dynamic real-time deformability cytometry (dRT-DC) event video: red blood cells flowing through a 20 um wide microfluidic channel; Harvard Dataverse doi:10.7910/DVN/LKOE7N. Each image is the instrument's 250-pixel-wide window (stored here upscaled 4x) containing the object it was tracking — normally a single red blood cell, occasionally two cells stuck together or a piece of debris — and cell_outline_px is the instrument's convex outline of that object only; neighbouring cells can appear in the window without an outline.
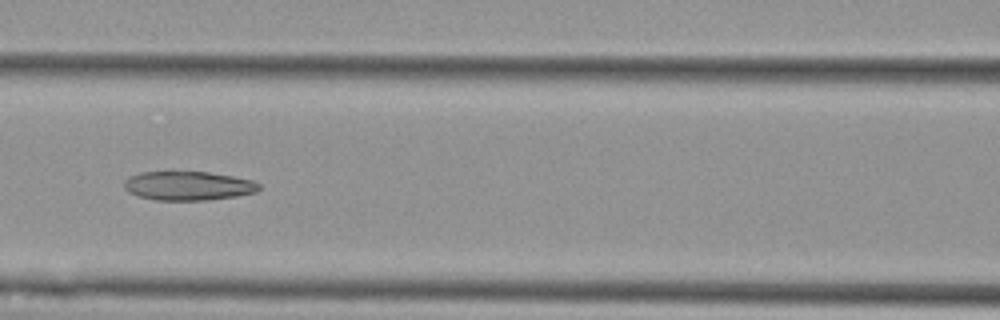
{"species": "Egyptian fruit bat (a non-hibernating species)", "species_latin": "Rousettus aegyptiacus", "temperature_condition": "cold", "stored_images_in_passage": 9, "camera_frame_rate_fps": 3000, "um_per_image_px": 0.085, "animal": {"sex": "female"}, "frame": {"image": 1, "passage_image": 7, "time_ms": 7.667, "image_size_px": [1000, 320], "cell_outline_px": [[260, 188], [256, 192], [236, 196], [204, 200], [156, 200], [140, 196], [128, 192], [124, 188], [124, 180], [128, 176], [140, 172], [208, 172], [232, 176], [252, 180], [260, 184]], "centroid_in_image_um": [15.97, 15.79], "position_along_channel_um": 150.6, "area_um2": 22.72}}
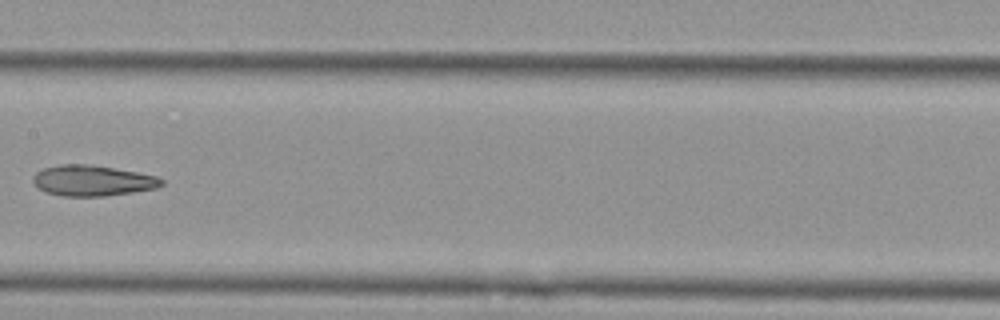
{"frame": {"image": 2, "passage_image": 8, "time_ms": 9.0, "image_size_px": [1000, 320], "cell_outline_px": [[164, 184], [156, 188], [132, 192], [104, 196], [64, 196], [48, 192], [40, 188], [32, 180], [32, 176], [36, 172], [44, 168], [60, 164], [88, 164], [136, 172], [156, 176], [164, 180]], "centroid_in_image_um": [7.87, 15.35], "position_along_channel_um": 199.5, "area_um2": 22.72}}
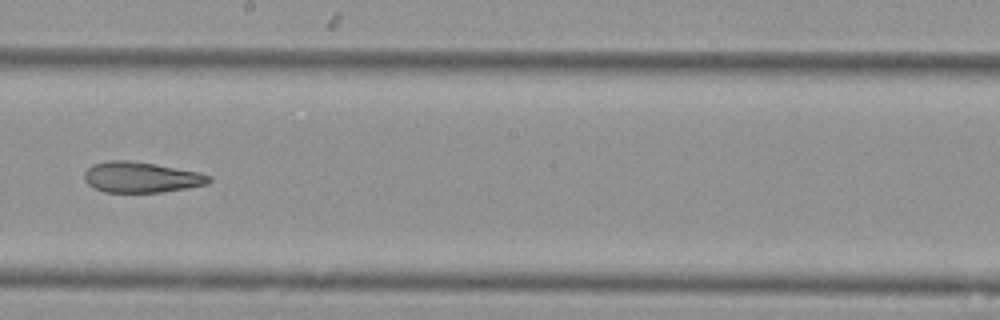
{"frame": {"image": 3, "passage_image": 9, "time_ms": 10.0, "image_size_px": [1000, 320], "cell_outline_px": [[212, 180], [208, 184], [188, 188], [160, 192], [104, 192], [88, 184], [84, 180], [84, 172], [92, 164], [108, 160], [128, 160], [156, 164], [200, 172], [212, 176]], "centroid_in_image_um": [12.02, 15.06], "position_along_channel_um": 236.2, "area_um2": 22.43}}